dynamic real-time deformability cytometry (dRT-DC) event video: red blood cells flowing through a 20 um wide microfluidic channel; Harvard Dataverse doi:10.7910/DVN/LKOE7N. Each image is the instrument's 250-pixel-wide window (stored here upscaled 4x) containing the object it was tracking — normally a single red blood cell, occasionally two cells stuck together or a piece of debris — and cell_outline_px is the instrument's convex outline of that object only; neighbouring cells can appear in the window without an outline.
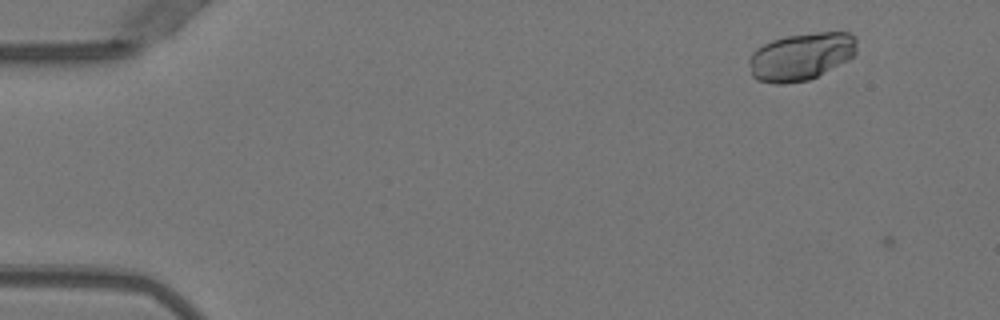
{"species": "Egyptian fruit bat (a non-hibernating species)", "species_latin": "Rousettus aegyptiacus", "temperature_condition": "warm", "stored_images_in_passage": 5, "camera_frame_rate_fps": 3000, "um_per_image_px": 0.085, "animal": {"sex": "female"}, "frame": {"image": 1, "passage_image": 4, "time_ms": 1.0, "image_size_px": [1000, 320], "cell_outline_px": [[856, 52], [848, 60], [808, 80], [780, 84], [776, 84], [756, 80], [752, 76], [748, 60], [752, 52], [756, 48], [772, 40], [788, 36], [816, 32], [848, 32], [856, 36]], "centroid_in_image_um": [68.07, 4.8], "position_along_channel_um": 16.9, "area_um2": 29.77}}